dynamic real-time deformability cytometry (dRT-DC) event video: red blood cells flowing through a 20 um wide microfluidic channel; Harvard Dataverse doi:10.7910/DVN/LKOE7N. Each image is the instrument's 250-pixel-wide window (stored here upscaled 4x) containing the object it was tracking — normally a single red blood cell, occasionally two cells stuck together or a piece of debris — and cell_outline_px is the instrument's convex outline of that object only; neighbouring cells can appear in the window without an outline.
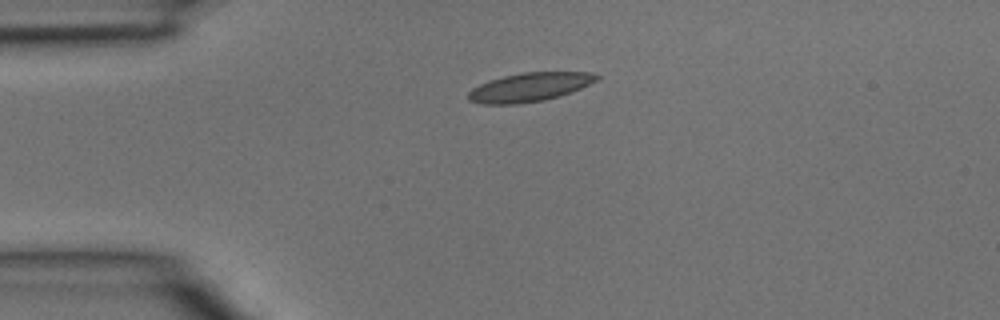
{"species": "common noctule bat (a hibernating species)", "species_latin": "Nyctalus noctula", "temperature_condition": "room temperature", "stored_images_in_passage": 2, "camera_frame_rate_fps": 3000, "um_per_image_px": 0.085, "animal": {"sex": "male", "body_mass_g": 15.6}, "frame": {"image": 1, "passage_image": 1, "time_ms": 0.0, "image_size_px": [1000, 320], "cell_outline_px": [[600, 76], [596, 80], [580, 88], [560, 96], [544, 100], [516, 104], [480, 104], [468, 100], [468, 92], [472, 88], [488, 80], [504, 76], [524, 72], [592, 72]], "centroid_in_image_um": [44.97, 7.41], "position_along_channel_um": 40.0, "area_um2": 21.44}}